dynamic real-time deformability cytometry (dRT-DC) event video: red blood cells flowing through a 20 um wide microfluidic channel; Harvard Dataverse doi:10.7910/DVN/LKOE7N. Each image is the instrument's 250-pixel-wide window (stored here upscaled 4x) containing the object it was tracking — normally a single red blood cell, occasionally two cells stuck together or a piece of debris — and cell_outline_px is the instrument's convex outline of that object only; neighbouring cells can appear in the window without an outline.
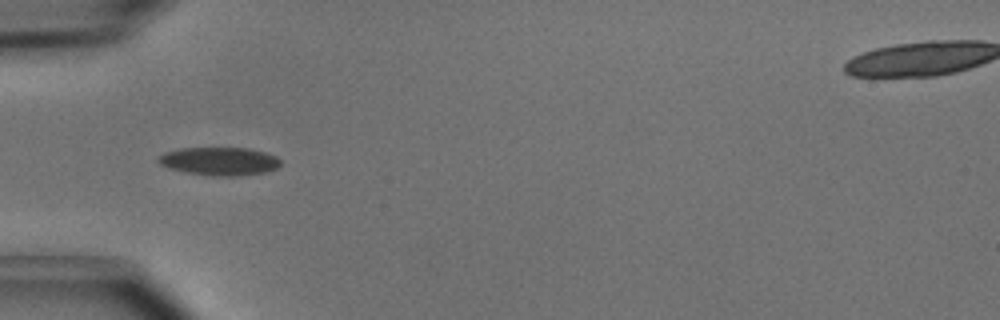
{"species": "common noctule bat (a hibernating species)", "species_latin": "Nyctalus noctula", "temperature_condition": "cold", "stored_images_in_passage": 7, "camera_frame_rate_fps": 3000, "um_per_image_px": 0.085, "animal": {"sex": "male", "body_mass_g": 15.6}, "frame": {"image": 1, "passage_image": 4, "time_ms": 1.0, "image_size_px": [1000, 320], "cell_outline_px": [[280, 164], [276, 168], [268, 172], [236, 176], [212, 176], [184, 172], [168, 168], [160, 164], [156, 160], [156, 156], [164, 152], [180, 148], [248, 148], [264, 152], [276, 156], [280, 160]], "centroid_in_image_um": [18.61, 13.71], "position_along_channel_um": 66.4, "area_um2": 20.29}}
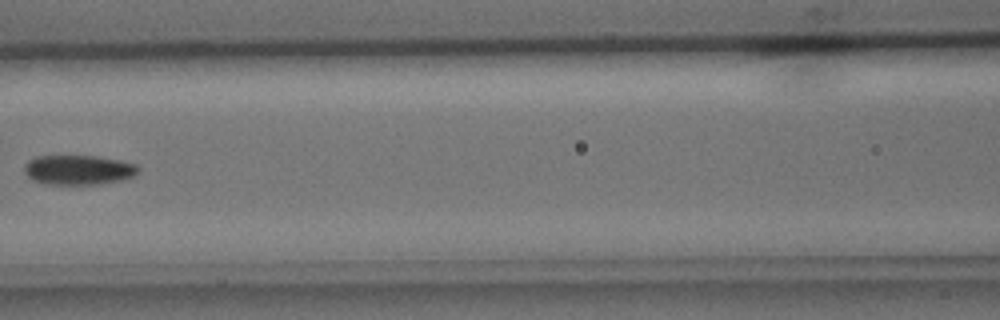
{"frame": {"image": 2, "passage_image": 6, "time_ms": 1.667, "image_size_px": [1000, 320], "cell_outline_px": [[140, 172], [136, 176], [120, 180], [100, 184], [48, 184], [32, 180], [24, 172], [24, 164], [28, 160], [36, 156], [96, 156], [120, 160], [136, 164], [140, 168]], "centroid_in_image_um": [6.69, 14.44], "position_along_channel_um": 159.9, "area_um2": 19.88}}
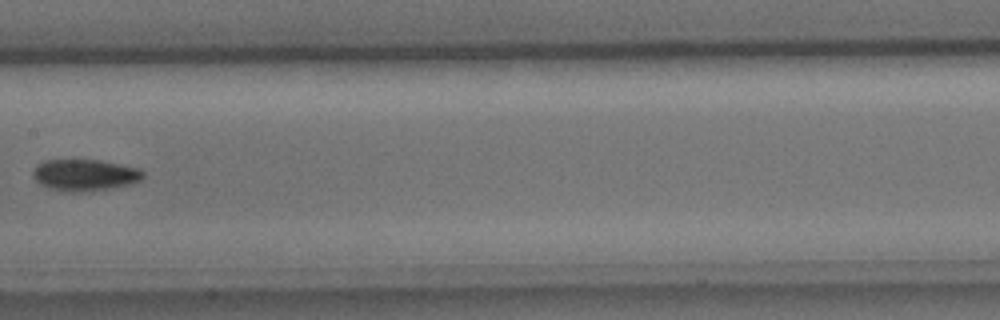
{"frame": {"image": 3, "passage_image": 7, "time_ms": 2.0, "image_size_px": [1000, 320], "cell_outline_px": [[144, 176], [140, 180], [128, 184], [88, 192], [68, 192], [52, 188], [40, 184], [32, 176], [32, 172], [36, 164], [44, 160], [96, 160], [136, 168], [144, 172]], "centroid_in_image_um": [7.14, 14.88], "position_along_channel_um": 200.3, "area_um2": 19.94}}